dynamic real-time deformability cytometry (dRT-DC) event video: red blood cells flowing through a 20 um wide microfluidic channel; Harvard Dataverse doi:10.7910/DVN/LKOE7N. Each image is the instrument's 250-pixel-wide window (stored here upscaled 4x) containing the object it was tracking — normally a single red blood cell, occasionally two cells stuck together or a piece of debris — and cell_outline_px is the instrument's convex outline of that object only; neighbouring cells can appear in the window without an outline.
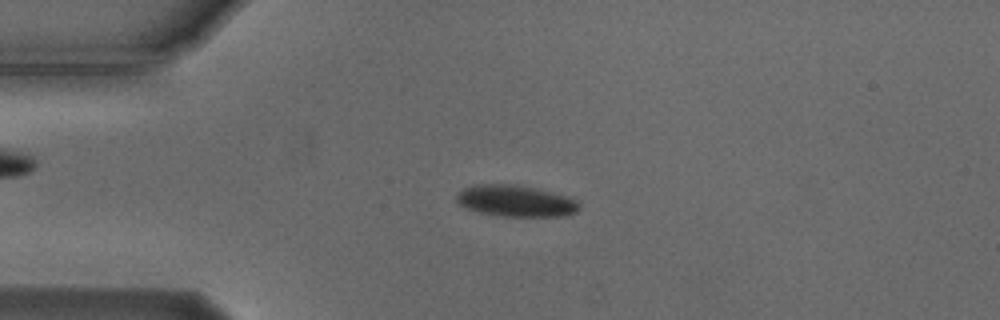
{"species": "Egyptian fruit bat (a non-hibernating species)", "species_latin": "Rousettus aegyptiacus", "temperature_condition": "cold", "stored_images_in_passage": 55, "camera_frame_rate_fps": 3000, "um_per_image_px": 0.085, "animal": {"sex": "male"}, "frame": {"image": 1, "passage_image": 13, "time_ms": 4.0, "image_size_px": [1000, 320], "cell_outline_px": [[580, 208], [576, 212], [564, 216], [500, 216], [480, 212], [468, 208], [460, 204], [456, 200], [456, 196], [464, 188], [476, 184], [512, 184], [532, 188], [564, 196], [576, 200], [580, 204]], "centroid_in_image_um": [43.82, 17.09], "position_along_channel_um": 41.2, "area_um2": 22.02}}
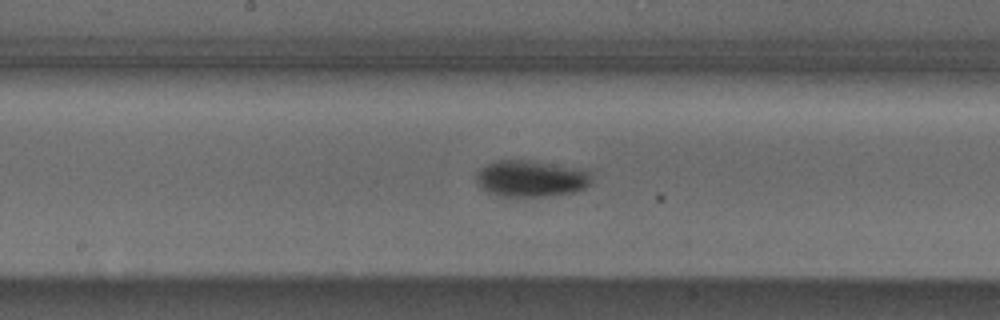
{"frame": {"image": 2, "passage_image": 28, "time_ms": 9.0, "image_size_px": [1000, 320], "cell_outline_px": [[592, 176], [588, 184], [584, 188], [576, 192], [548, 196], [496, 196], [484, 192], [480, 188], [476, 180], [476, 172], [480, 168], [496, 160], [528, 160], [572, 168], [588, 172]], "centroid_in_image_um": [45.04, 15.2], "position_along_channel_um": 203.2, "area_um2": 24.39}}
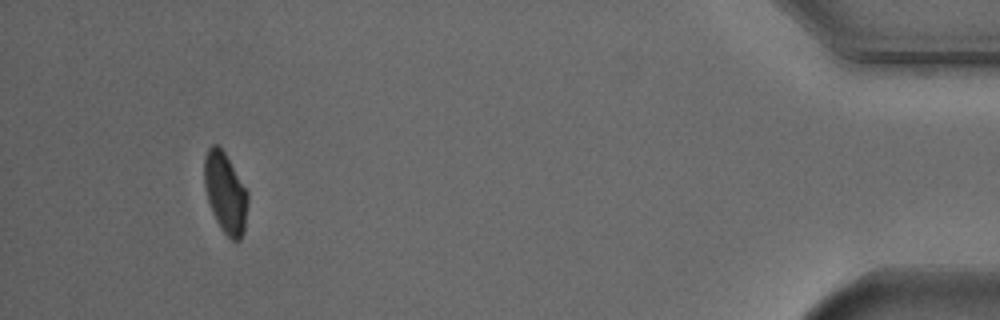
{"frame": {"image": 3, "passage_image": 51, "time_ms": 16.667, "image_size_px": [1000, 320], "cell_outline_px": [[248, 200], [244, 232], [240, 240], [232, 240], [220, 228], [212, 212], [208, 200], [204, 184], [204, 156], [208, 148], [212, 144], [216, 144], [224, 152], [248, 192]], "centroid_in_image_um": [19.15, 16.4], "position_along_channel_um": 416.1, "area_um2": 20.29}, "authors_computed_cell_mechanics": {"area_um2": 21.9062, "velocity_mm_per_s": 3.7379, "shape_relaxation_time_tau1_ms": 2.4188, "shape_relaxation_time_tau2_ms": null, "deformation_change_tau1": 0.0821, "deformation_change_tau2": null}}